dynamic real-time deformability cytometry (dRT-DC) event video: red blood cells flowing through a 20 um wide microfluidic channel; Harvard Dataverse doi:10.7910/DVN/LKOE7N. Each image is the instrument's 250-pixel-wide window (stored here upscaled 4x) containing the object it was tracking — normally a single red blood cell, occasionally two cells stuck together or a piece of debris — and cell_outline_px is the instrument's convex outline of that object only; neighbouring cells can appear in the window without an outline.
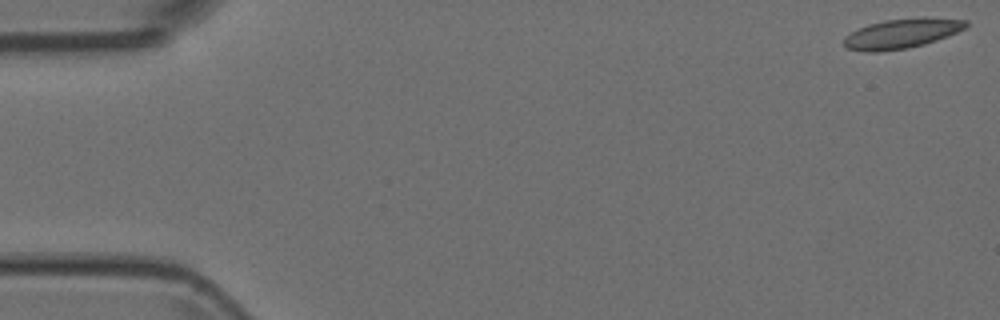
{"species": "Egyptian fruit bat (a non-hibernating species)", "species_latin": "Rousettus aegyptiacus", "temperature_condition": "room temperature", "stored_images_in_passage": 3, "camera_frame_rate_fps": 3000, "um_per_image_px": 0.085, "animal": {"sex": "female"}, "frame": {"image": 1, "passage_image": 1, "time_ms": 0.0, "image_size_px": [1000, 320], "cell_outline_px": [[968, 24], [964, 28], [948, 36], [924, 44], [908, 48], [880, 52], [868, 52], [848, 48], [844, 44], [844, 36], [868, 24], [884, 20], [924, 16], [968, 20]], "centroid_in_image_um": [76.67, 2.83], "position_along_channel_um": 8.3, "area_um2": 21.21}}